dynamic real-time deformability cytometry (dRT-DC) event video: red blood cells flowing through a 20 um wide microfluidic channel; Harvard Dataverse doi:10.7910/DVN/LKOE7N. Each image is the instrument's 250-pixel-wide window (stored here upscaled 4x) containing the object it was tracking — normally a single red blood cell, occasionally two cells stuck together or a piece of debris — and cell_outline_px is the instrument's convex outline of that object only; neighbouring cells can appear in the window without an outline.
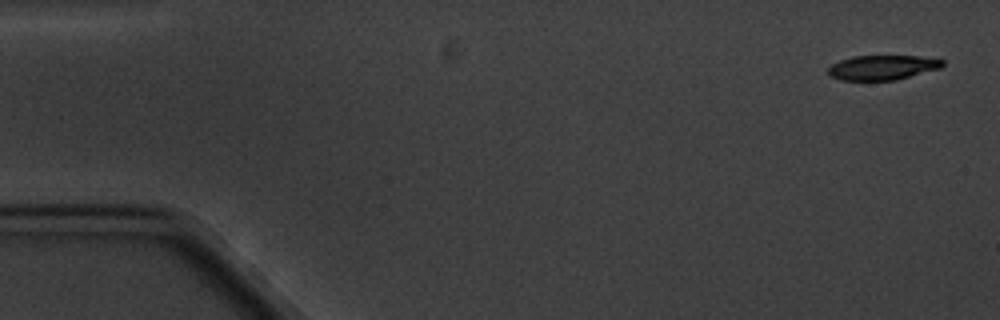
{"species": "common noctule bat (a hibernating species)", "species_latin": "Nyctalus noctula", "temperature_condition": "cold", "stored_images_in_passage": 5, "camera_frame_rate_fps": 3000, "um_per_image_px": 0.085, "animal": {"sex": "male", "body_mass_g": 20.1, "forearm_length_mm": 53.5}, "frame": {"image": 1, "passage_image": 1, "time_ms": 0.0, "image_size_px": [1000, 320], "cell_outline_px": [[944, 64], [940, 68], [896, 80], [840, 80], [828, 76], [828, 68], [832, 64], [840, 60], [852, 56], [920, 56], [944, 60]], "centroid_in_image_um": [74.98, 5.74], "position_along_channel_um": 10.0, "area_um2": 16.47}}
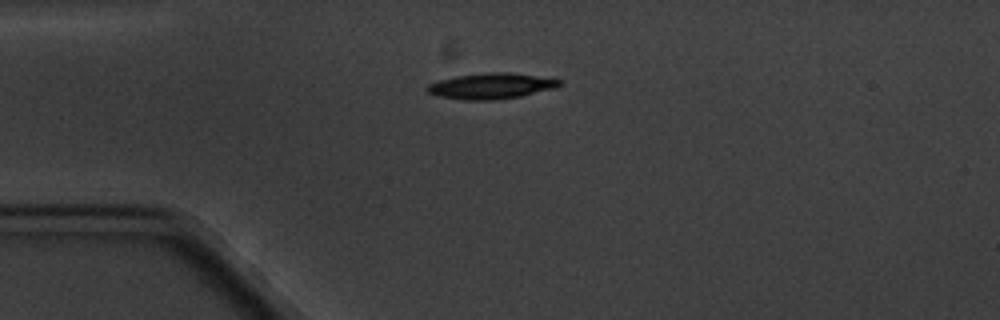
{"frame": {"image": 2, "passage_image": 4, "time_ms": 4.0, "image_size_px": [1000, 320], "cell_outline_px": [[564, 84], [552, 88], [520, 96], [496, 100], [464, 100], [436, 96], [428, 92], [424, 88], [428, 84], [440, 80], [456, 76], [488, 72], [508, 72], [564, 80]], "centroid_in_image_um": [41.72, 7.31], "position_along_channel_um": 43.3, "area_um2": 19.83}}